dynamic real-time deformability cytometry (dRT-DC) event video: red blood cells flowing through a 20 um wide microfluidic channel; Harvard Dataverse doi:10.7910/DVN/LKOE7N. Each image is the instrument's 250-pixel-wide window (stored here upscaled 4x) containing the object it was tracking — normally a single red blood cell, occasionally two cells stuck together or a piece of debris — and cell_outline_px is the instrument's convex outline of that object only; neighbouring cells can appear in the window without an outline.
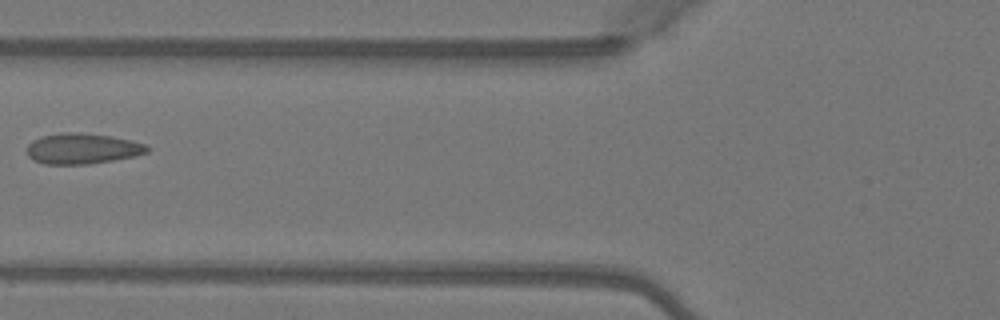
{"species": "Egyptian fruit bat (a non-hibernating species)", "species_latin": "Rousettus aegyptiacus", "temperature_condition": "warm", "stored_images_in_passage": 6, "camera_frame_rate_fps": 3000, "um_per_image_px": 0.085, "animal": {"sex": "female"}, "frame": {"image": 1, "passage_image": 5, "time_ms": 1.333, "image_size_px": [1000, 320], "cell_outline_px": [[148, 152], [136, 156], [88, 164], [44, 164], [32, 160], [28, 156], [28, 144], [32, 140], [44, 136], [60, 132], [76, 132], [112, 136], [144, 144], [148, 148]], "centroid_in_image_um": [6.97, 12.63], "position_along_channel_um": 118.8, "area_um2": 21.33}}
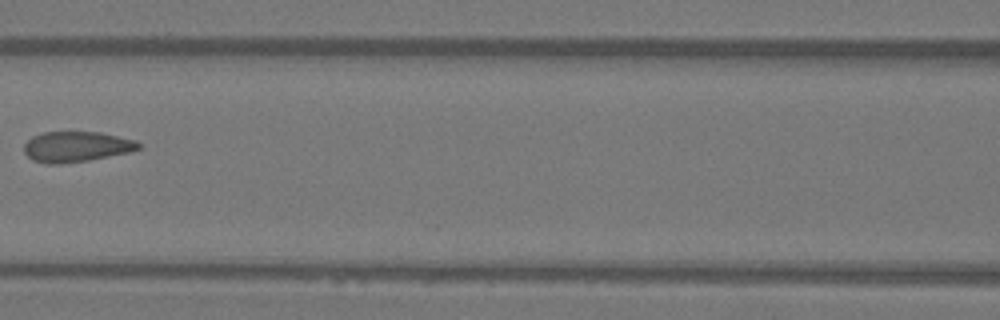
{"frame": {"image": 2, "passage_image": 6, "time_ms": 1.667, "image_size_px": [1000, 320], "cell_outline_px": [[140, 148], [128, 152], [88, 160], [60, 164], [48, 164], [32, 160], [24, 152], [24, 144], [32, 136], [44, 132], [100, 132], [136, 140], [140, 144]], "centroid_in_image_um": [6.46, 12.46], "position_along_channel_um": 160.1, "area_um2": 20.23}}